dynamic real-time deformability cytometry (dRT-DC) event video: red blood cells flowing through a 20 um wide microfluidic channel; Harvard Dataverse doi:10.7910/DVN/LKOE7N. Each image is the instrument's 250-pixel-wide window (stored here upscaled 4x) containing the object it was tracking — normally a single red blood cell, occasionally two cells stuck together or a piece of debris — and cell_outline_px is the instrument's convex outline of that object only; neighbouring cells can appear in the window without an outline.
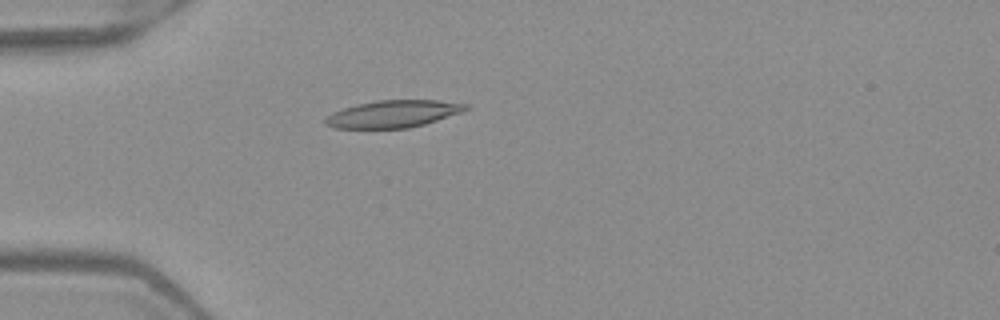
{"species": "Egyptian fruit bat (a non-hibernating species)", "species_latin": "Rousettus aegyptiacus", "temperature_condition": "warm", "stored_images_in_passage": 4, "camera_frame_rate_fps": 3000, "um_per_image_px": 0.085, "frame": {"image": 1, "passage_image": 3, "time_ms": 0.667, "image_size_px": [1000, 320], "cell_outline_px": [[472, 108], [424, 124], [408, 128], [336, 128], [324, 124], [324, 120], [332, 112], [356, 104], [376, 100], [440, 100], [468, 104]], "centroid_in_image_um": [33.42, 9.67], "position_along_channel_um": 51.6, "area_um2": 22.2}}